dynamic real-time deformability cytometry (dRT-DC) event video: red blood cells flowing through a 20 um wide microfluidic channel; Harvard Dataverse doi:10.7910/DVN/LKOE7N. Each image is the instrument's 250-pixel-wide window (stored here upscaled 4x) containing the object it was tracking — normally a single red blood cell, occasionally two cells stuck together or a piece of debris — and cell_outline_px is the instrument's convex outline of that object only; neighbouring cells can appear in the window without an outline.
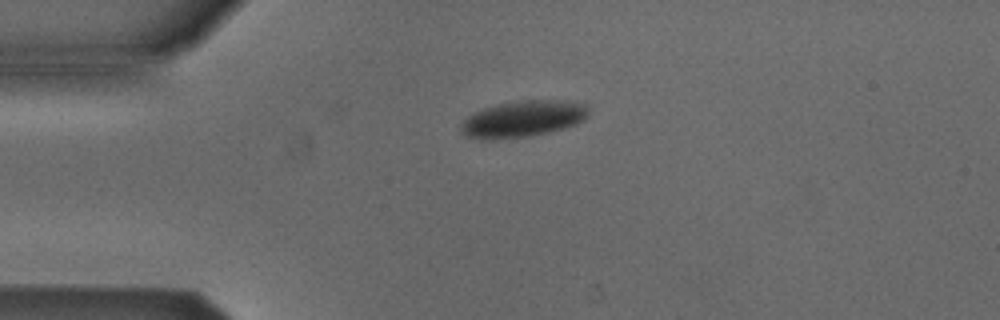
{"species": "Egyptian fruit bat (a non-hibernating species)", "species_latin": "Rousettus aegyptiacus", "temperature_condition": "cold", "stored_images_in_passage": 2, "camera_frame_rate_fps": 3000, "um_per_image_px": 0.085, "animal": {"sex": "male"}, "frame": {"image": 1, "passage_image": 2, "time_ms": 0.333, "image_size_px": [1000, 320], "cell_outline_px": [[588, 112], [584, 120], [576, 124], [564, 128], [548, 132], [528, 136], [488, 140], [484, 140], [468, 136], [460, 132], [460, 124], [468, 116], [484, 108], [496, 104], [516, 100], [564, 100], [584, 104], [588, 108]], "centroid_in_image_um": [44.43, 10.1], "position_along_channel_um": 40.6, "area_um2": 27.05}}